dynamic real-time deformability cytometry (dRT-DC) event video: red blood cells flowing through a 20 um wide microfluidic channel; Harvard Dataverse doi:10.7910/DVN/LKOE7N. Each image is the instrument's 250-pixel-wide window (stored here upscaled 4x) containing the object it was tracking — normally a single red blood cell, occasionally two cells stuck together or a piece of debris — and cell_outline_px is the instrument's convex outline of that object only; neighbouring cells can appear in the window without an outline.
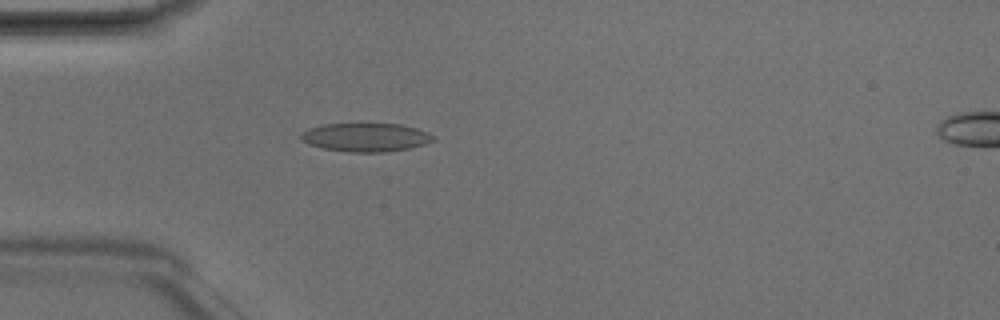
{"species": "Egyptian fruit bat (a non-hibernating species)", "species_latin": "Rousettus aegyptiacus", "temperature_condition": "room temperature", "stored_images_in_passage": 3, "camera_frame_rate_fps": 3000, "um_per_image_px": 0.085, "animal": {"sex": "male"}, "frame": {"image": 1, "passage_image": 2, "time_ms": 0.333, "image_size_px": [1000, 320], "cell_outline_px": [[436, 140], [412, 148], [388, 152], [348, 152], [324, 148], [308, 144], [300, 140], [300, 136], [308, 128], [324, 124], [400, 124], [416, 128], [428, 132], [436, 136]], "centroid_in_image_um": [31.13, 11.68], "position_along_channel_um": 53.9, "area_um2": 22.14}}